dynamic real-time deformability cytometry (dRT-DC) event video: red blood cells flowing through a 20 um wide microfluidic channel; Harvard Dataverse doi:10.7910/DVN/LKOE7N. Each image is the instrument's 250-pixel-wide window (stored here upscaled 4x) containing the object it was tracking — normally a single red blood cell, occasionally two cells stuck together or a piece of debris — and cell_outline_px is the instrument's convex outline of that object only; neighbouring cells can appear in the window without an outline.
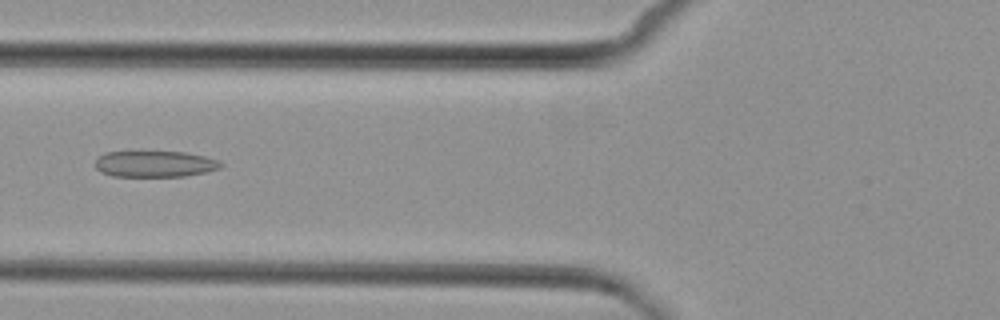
{"species": "common noctule bat (a hibernating species)", "species_latin": "Nyctalus noctula", "temperature_condition": "cold", "stored_images_in_passage": 4, "camera_frame_rate_fps": 3000, "um_per_image_px": 0.085, "animal": {"sex": "female", "body_mass_g": 29.2, "forearm_length_mm": 56.3}, "frame": {"image": 1, "passage_image": 4, "time_ms": 3.667, "image_size_px": [1000, 320], "cell_outline_px": [[224, 164], [220, 168], [208, 172], [184, 176], [112, 176], [100, 172], [96, 168], [96, 160], [104, 152], [184, 152], [204, 156], [216, 160]], "centroid_in_image_um": [13.17, 13.94], "position_along_channel_um": 112.6, "area_um2": 19.07}}